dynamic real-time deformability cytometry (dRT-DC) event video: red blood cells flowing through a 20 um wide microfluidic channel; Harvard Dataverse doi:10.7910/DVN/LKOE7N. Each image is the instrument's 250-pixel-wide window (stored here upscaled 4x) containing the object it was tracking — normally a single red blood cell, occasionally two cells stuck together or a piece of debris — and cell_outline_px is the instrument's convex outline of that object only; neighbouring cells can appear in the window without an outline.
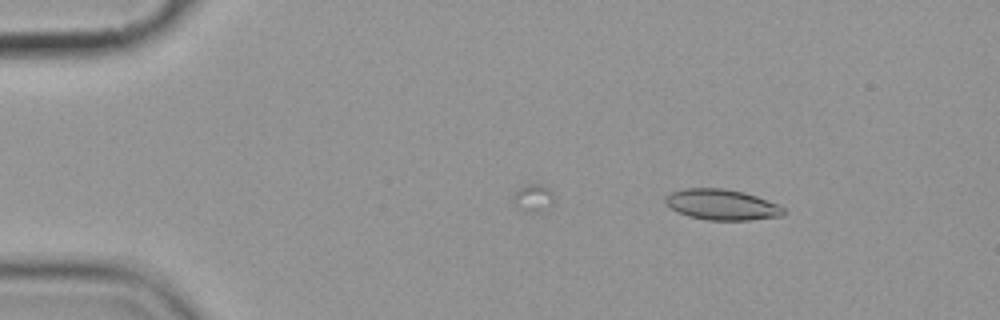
{"species": "common noctule bat (a hibernating species)", "species_latin": "Nyctalus noctula", "temperature_condition": "cold", "stored_images_in_passage": 5, "camera_frame_rate_fps": 3000, "um_per_image_px": 0.085, "animal": {"sex": "female", "body_mass_g": 19.9}, "frame": {"image": 1, "passage_image": 1, "time_ms": 0.0, "image_size_px": [1000, 320], "cell_outline_px": [[788, 212], [784, 216], [748, 220], [708, 220], [688, 216], [676, 212], [664, 204], [664, 196], [672, 192], [684, 188], [724, 188], [744, 192], [780, 204]], "centroid_in_image_um": [61.36, 17.4], "position_along_channel_um": 23.6, "area_um2": 21.56}}
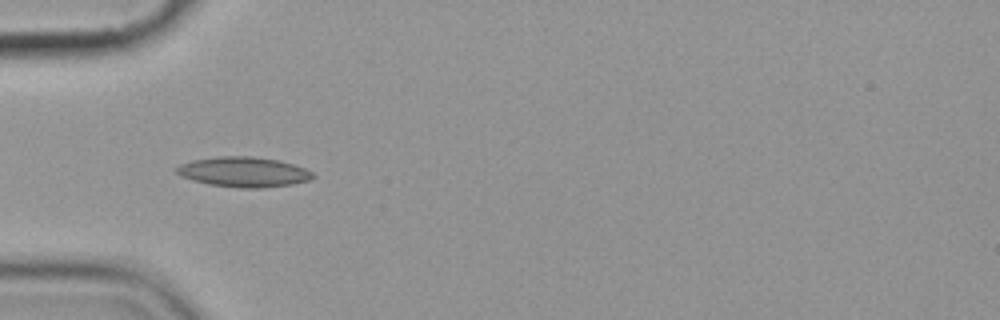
{"frame": {"image": 2, "passage_image": 4, "time_ms": 3.333, "image_size_px": [1000, 320], "cell_outline_px": [[316, 176], [308, 180], [292, 184], [264, 188], [240, 188], [208, 184], [192, 180], [180, 176], [176, 172], [176, 168], [180, 164], [192, 160], [216, 156], [252, 156], [276, 160], [292, 164], [304, 168], [312, 172]], "centroid_in_image_um": [20.68, 14.62], "position_along_channel_um": 64.3, "area_um2": 23.87}}
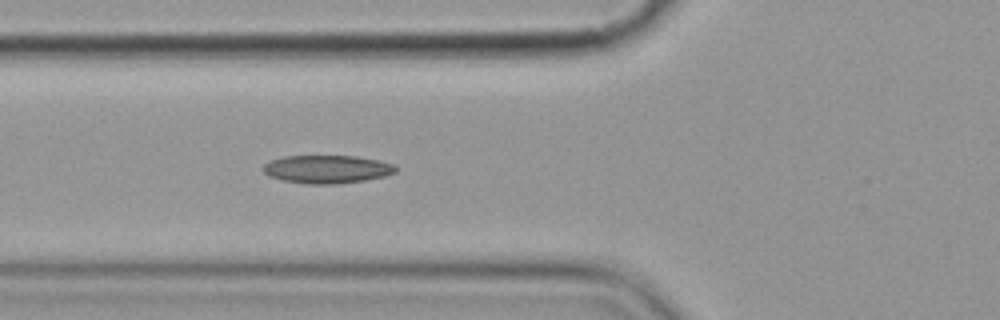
{"frame": {"image": 3, "passage_image": 5, "time_ms": 4.333, "image_size_px": [1000, 320], "cell_outline_px": [[396, 172], [384, 176], [364, 180], [336, 184], [308, 184], [284, 180], [268, 176], [264, 172], [264, 164], [272, 160], [284, 156], [356, 156], [380, 160], [396, 164]], "centroid_in_image_um": [27.83, 14.38], "position_along_channel_um": 98.0, "area_um2": 21.68}}